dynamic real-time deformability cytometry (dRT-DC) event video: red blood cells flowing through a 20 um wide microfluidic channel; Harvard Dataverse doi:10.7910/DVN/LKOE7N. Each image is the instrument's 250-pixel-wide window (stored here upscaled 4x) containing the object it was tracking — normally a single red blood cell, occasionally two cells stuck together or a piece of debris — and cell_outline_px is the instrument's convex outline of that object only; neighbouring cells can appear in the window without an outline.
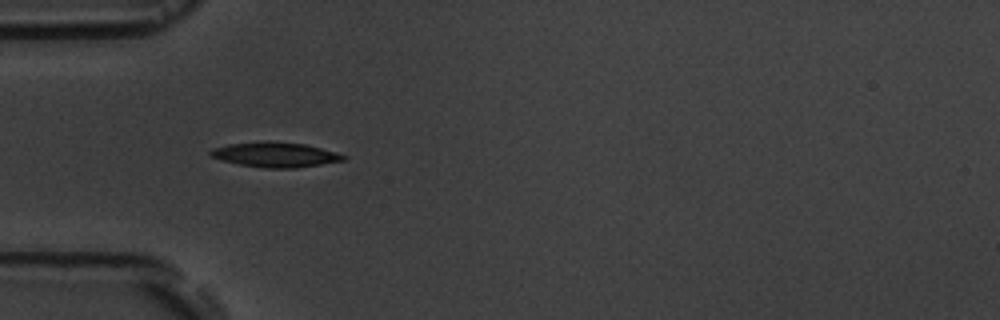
{"species": "common noctule bat (a hibernating species)", "species_latin": "Nyctalus noctula", "temperature_condition": "room temperature", "stored_images_in_passage": 6, "camera_frame_rate_fps": 3000, "um_per_image_px": 0.085, "animal": {"sex": "male", "body_mass_g": 19.5, "forearm_length_mm": 54.6}, "frame": {"image": 1, "passage_image": 4, "time_ms": 3.333, "image_size_px": [1000, 320], "cell_outline_px": [[348, 156], [344, 160], [296, 168], [264, 168], [240, 164], [224, 160], [212, 156], [208, 152], [212, 148], [228, 144], [268, 140], [304, 144], [336, 152]], "centroid_in_image_um": [23.4, 13.13], "position_along_channel_um": 61.6, "area_um2": 19.19}}
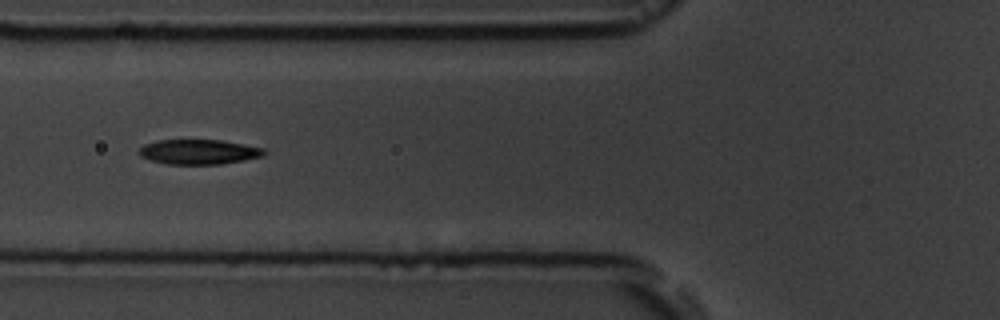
{"frame": {"image": 2, "passage_image": 5, "time_ms": 4.667, "image_size_px": [1000, 320], "cell_outline_px": [[268, 152], [264, 156], [224, 164], [168, 164], [152, 160], [140, 156], [136, 152], [144, 144], [156, 140], [220, 140], [244, 144], [264, 148]], "centroid_in_image_um": [16.92, 12.91], "position_along_channel_um": 108.9, "area_um2": 18.26}}
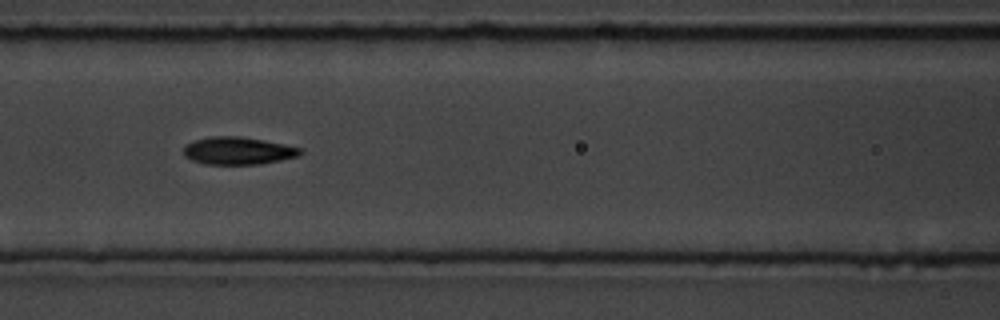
{"frame": {"image": 3, "passage_image": 6, "time_ms": 5.667, "image_size_px": [1000, 320], "cell_outline_px": [[304, 152], [300, 156], [260, 164], [208, 164], [192, 160], [184, 156], [184, 144], [208, 136], [240, 136], [264, 140], [300, 148]], "centroid_in_image_um": [20.23, 12.81], "position_along_channel_um": 146.4, "area_um2": 18.73}}